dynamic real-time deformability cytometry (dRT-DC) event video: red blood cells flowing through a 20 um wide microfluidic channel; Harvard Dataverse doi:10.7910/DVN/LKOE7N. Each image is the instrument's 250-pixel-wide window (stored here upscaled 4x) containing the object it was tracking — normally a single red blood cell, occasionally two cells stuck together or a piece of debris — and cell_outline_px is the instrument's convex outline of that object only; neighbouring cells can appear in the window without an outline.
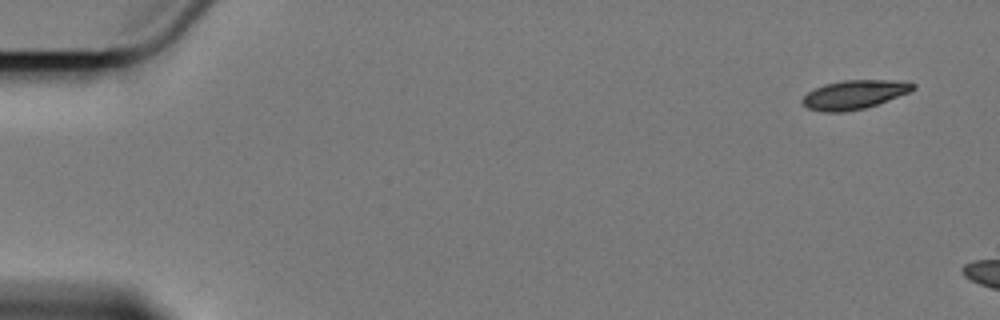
{"species": "Egyptian fruit bat (a non-hibernating species)", "species_latin": "Rousettus aegyptiacus", "temperature_condition": "cold", "stored_images_in_passage": 6, "camera_frame_rate_fps": 3000, "um_per_image_px": 0.085, "animal": {"sex": "female"}, "frame": {"image": 1, "passage_image": 1, "time_ms": 0.0, "image_size_px": [1000, 320], "cell_outline_px": [[916, 88], [908, 92], [876, 104], [864, 108], [844, 112], [824, 112], [808, 108], [800, 100], [808, 92], [824, 84], [844, 80], [888, 80], [916, 84]], "centroid_in_image_um": [72.56, 8.04], "position_along_channel_um": 12.4, "area_um2": 18.26}}